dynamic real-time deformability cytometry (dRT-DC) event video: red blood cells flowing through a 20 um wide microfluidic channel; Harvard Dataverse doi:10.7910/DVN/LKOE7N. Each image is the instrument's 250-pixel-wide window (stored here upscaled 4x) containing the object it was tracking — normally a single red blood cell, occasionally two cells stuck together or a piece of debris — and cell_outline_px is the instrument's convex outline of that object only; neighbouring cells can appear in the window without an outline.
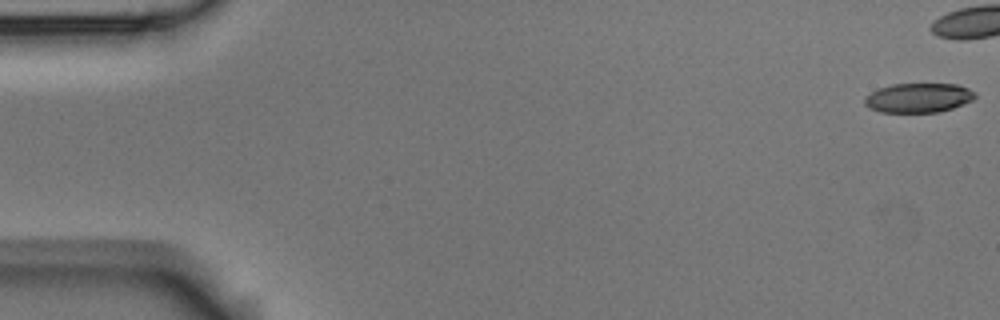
{"species": "Egyptian fruit bat (a non-hibernating species)", "species_latin": "Rousettus aegyptiacus", "temperature_condition": "room temperature", "stored_images_in_passage": 8, "camera_frame_rate_fps": 3000, "um_per_image_px": 0.085, "animal": {"sex": "male"}, "frame": {"image": 1, "passage_image": 1, "time_ms": 0.0, "image_size_px": [1000, 320], "cell_outline_px": [[976, 96], [972, 100], [952, 108], [940, 112], [880, 112], [868, 108], [864, 104], [864, 96], [876, 88], [892, 84], [956, 84], [968, 88], [976, 92]], "centroid_in_image_um": [78.02, 8.31], "position_along_channel_um": 7.0, "area_um2": 19.13}}
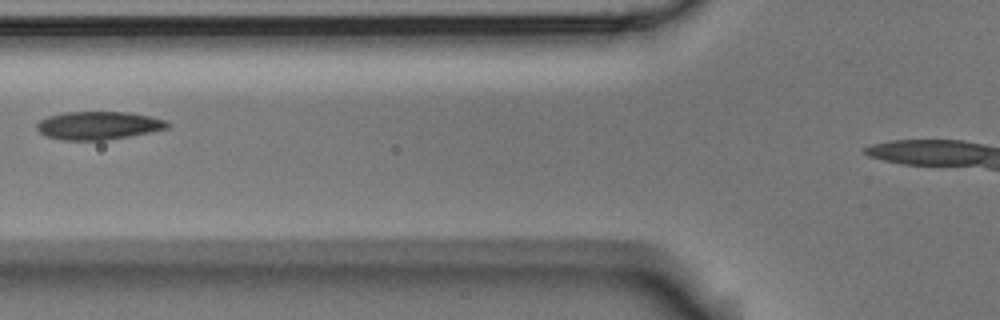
{"frame": {"image": 2, "passage_image": 7, "time_ms": 2.0, "image_size_px": [1000, 320], "cell_outline_px": [[172, 124], [168, 128], [152, 132], [104, 140], [64, 140], [48, 136], [40, 132], [36, 128], [36, 124], [40, 120], [48, 116], [64, 112], [128, 112], [152, 116], [168, 120]], "centroid_in_image_um": [8.42, 10.65], "position_along_channel_um": 117.4, "area_um2": 21.5}}
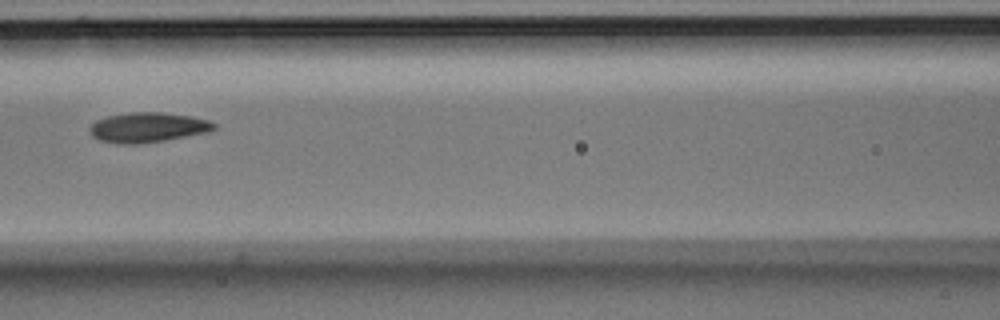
{"frame": {"image": 3, "passage_image": 8, "time_ms": 2.333, "image_size_px": [1000, 320], "cell_outline_px": [[216, 128], [208, 132], [164, 140], [136, 144], [116, 144], [100, 140], [92, 136], [88, 132], [88, 128], [96, 120], [108, 116], [132, 112], [160, 112], [188, 116], [208, 120], [216, 124]], "centroid_in_image_um": [12.51, 10.83], "position_along_channel_um": 154.1, "area_um2": 21.56}}